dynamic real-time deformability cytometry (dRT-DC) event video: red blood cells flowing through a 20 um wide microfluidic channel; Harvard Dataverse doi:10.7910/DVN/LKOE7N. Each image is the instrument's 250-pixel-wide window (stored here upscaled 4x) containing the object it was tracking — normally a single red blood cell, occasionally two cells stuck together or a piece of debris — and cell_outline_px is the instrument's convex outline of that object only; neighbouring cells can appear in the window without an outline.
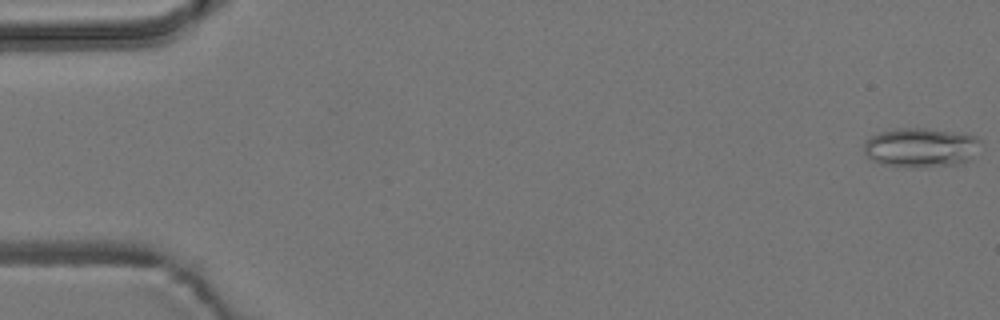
{"species": "common noctule bat (a hibernating species)", "species_latin": "Nyctalus noctula", "temperature_condition": "room temperature", "stored_images_in_passage": 6, "camera_frame_rate_fps": 3000, "um_per_image_px": 0.085, "animal": {"sex": "male", "body_mass_g": 19.2, "forearm_length_mm": 51.8}, "frame": {"image": 1, "passage_image": 1, "time_ms": 0.0, "image_size_px": [1000, 320], "cell_outline_px": [[980, 140], [964, 160], [960, 164], [880, 164], [872, 160], [864, 152], [864, 140], [880, 132], [900, 128], [924, 128], [952, 132], [976, 136]], "centroid_in_image_um": [78.14, 12.47], "position_along_channel_um": 6.9, "area_um2": 24.97}}